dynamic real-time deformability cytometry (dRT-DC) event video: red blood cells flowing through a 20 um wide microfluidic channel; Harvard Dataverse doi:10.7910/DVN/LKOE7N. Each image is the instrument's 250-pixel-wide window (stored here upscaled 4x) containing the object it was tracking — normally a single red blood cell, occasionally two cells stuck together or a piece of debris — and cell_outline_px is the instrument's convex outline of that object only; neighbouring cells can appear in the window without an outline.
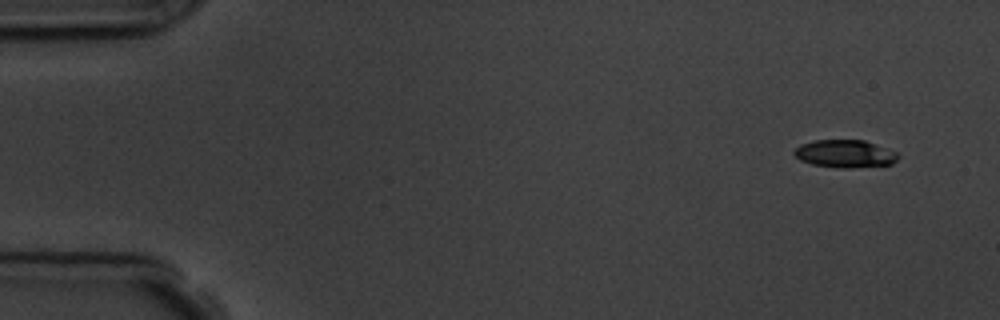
{"species": "common noctule bat (a hibernating species)", "species_latin": "Nyctalus noctula", "temperature_condition": "room temperature", "stored_images_in_passage": 4, "camera_frame_rate_fps": 3000, "um_per_image_px": 0.085, "animal": {"sex": "male", "body_mass_g": 19.5, "forearm_length_mm": 54.6}, "frame": {"image": 1, "passage_image": 1, "time_ms": 0.0, "image_size_px": [1000, 320], "cell_outline_px": [[900, 156], [892, 164], [848, 168], [840, 168], [812, 164], [800, 160], [792, 152], [800, 144], [816, 140], [864, 140], [896, 152]], "centroid_in_image_um": [71.81, 13.07], "position_along_channel_um": 13.2, "area_um2": 16.65}}